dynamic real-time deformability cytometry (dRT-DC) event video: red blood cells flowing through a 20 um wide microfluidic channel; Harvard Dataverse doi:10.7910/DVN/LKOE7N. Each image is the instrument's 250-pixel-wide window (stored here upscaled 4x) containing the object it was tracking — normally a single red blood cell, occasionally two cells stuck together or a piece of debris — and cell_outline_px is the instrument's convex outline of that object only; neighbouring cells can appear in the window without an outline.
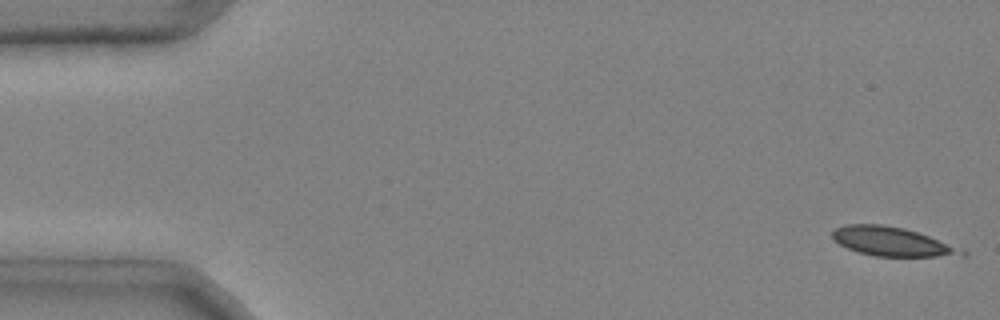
{"species": "common noctule bat (a hibernating species)", "species_latin": "Nyctalus noctula", "temperature_condition": "cold", "stored_images_in_passage": 4, "camera_frame_rate_fps": 3000, "um_per_image_px": 0.085, "animal": {"sex": "male", "body_mass_g": 20.4}, "frame": {"image": 1, "passage_image": 1, "time_ms": 0.0, "image_size_px": [1000, 320], "cell_outline_px": [[968, 256], [876, 256], [860, 252], [848, 248], [832, 240], [832, 232], [836, 228], [844, 224], [880, 224], [904, 228], [964, 248], [968, 252]], "centroid_in_image_um": [75.87, 20.54], "position_along_channel_um": 9.1, "area_um2": 21.85}}